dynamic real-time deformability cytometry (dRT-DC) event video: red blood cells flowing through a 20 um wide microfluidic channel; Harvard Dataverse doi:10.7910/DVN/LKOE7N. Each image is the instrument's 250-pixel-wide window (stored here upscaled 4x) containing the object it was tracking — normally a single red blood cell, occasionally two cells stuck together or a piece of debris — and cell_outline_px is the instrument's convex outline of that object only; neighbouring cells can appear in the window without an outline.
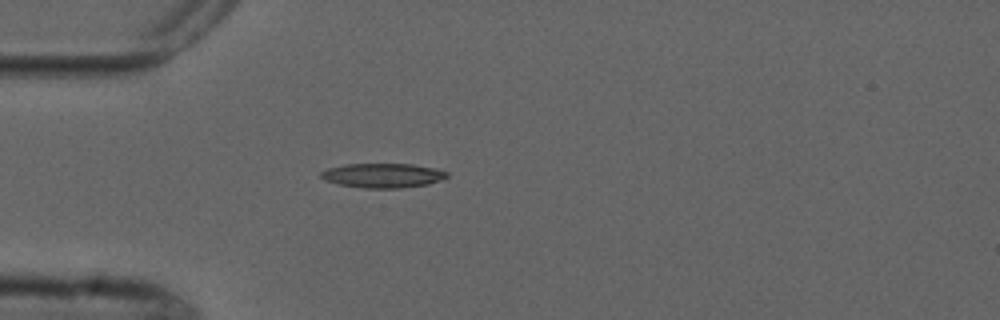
{"species": "common noctule bat (a hibernating species)", "species_latin": "Nyctalus noctula", "temperature_condition": "cold", "stored_images_in_passage": 5, "camera_frame_rate_fps": 3000, "um_per_image_px": 0.085, "animal": {"sex": "male", "forearm_length_mm": 52.5}, "frame": {"image": 1, "passage_image": 5, "time_ms": 4.667, "image_size_px": [1000, 320], "cell_outline_px": [[448, 176], [440, 180], [428, 184], [400, 188], [364, 188], [340, 184], [324, 180], [320, 176], [320, 172], [328, 168], [344, 164], [412, 164], [436, 168], [448, 172]], "centroid_in_image_um": [32.54, 14.91], "position_along_channel_um": 52.5, "area_um2": 17.92}}